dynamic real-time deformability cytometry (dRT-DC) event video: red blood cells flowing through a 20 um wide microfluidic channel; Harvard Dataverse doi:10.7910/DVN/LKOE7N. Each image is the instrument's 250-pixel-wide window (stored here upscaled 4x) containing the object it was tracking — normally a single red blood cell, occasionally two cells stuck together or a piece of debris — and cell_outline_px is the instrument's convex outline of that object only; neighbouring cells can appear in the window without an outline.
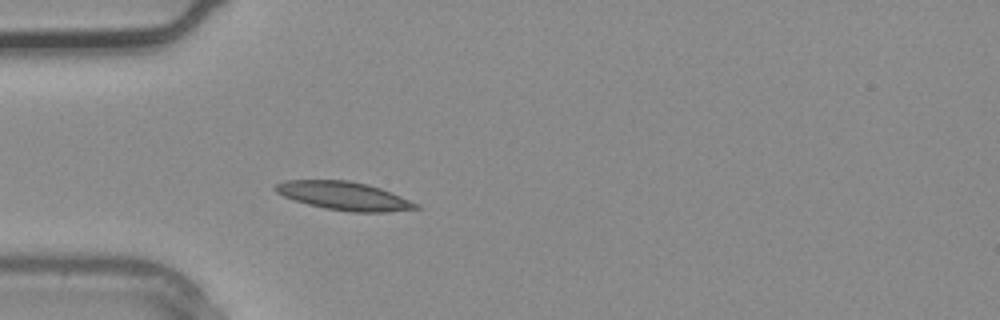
{"species": "common noctule bat (a hibernating species)", "species_latin": "Nyctalus noctula", "temperature_condition": "warm", "stored_images_in_passage": 1, "camera_frame_rate_fps": 3000, "um_per_image_px": 0.085, "animal": {"sex": "male", "body_mass_g": 20.4}, "frame": {"image": 1, "passage_image": 1, "time_ms": 0.0, "image_size_px": [1000, 320], "cell_outline_px": [[424, 208], [388, 212], [352, 212], [324, 208], [308, 204], [284, 196], [276, 192], [272, 188], [276, 184], [284, 180], [348, 180], [368, 184], [380, 188], [420, 204]], "centroid_in_image_um": [29.27, 16.65], "position_along_channel_um": 55.7, "area_um2": 23.29}}